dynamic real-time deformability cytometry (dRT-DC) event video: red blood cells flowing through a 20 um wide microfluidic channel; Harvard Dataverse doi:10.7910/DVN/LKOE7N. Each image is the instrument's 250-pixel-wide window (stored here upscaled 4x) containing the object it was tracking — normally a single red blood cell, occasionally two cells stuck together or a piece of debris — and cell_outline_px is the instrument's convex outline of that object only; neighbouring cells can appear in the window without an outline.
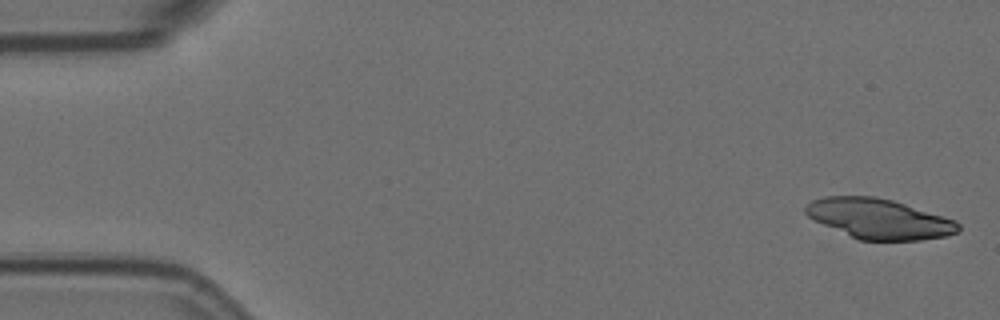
{"species": "Egyptian fruit bat (a non-hibernating species)", "species_latin": "Rousettus aegyptiacus", "temperature_condition": "room temperature", "stored_images_in_passage": 4, "camera_frame_rate_fps": 3000, "um_per_image_px": 0.085, "animal": {"sex": "female"}, "frame": {"image": 1, "passage_image": 1, "time_ms": 0.0, "image_size_px": [1000, 320], "cell_outline_px": [[960, 228], [956, 232], [948, 236], [920, 240], [860, 240], [824, 224], [808, 216], [804, 212], [804, 208], [812, 200], [824, 196], [876, 196], [892, 200], [956, 220], [960, 224]], "centroid_in_image_um": [74.74, 18.59], "position_along_channel_um": 10.3, "area_um2": 35.32}}